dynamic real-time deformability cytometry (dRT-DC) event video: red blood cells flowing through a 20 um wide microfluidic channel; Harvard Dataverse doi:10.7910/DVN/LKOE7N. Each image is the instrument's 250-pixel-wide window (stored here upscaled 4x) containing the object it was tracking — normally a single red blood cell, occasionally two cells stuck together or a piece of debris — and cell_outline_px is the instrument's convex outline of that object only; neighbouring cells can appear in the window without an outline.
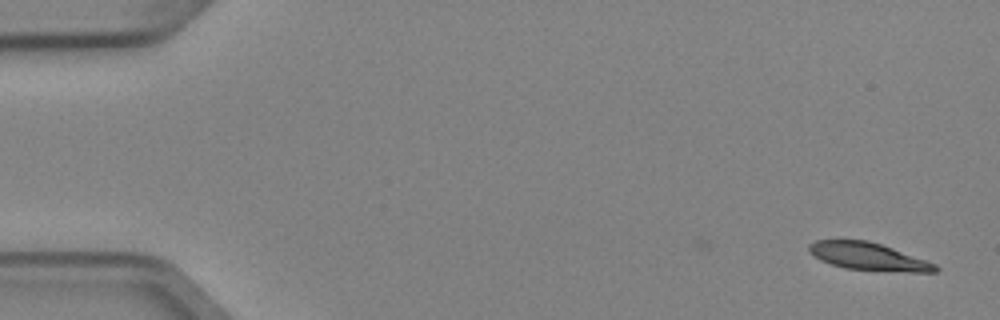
{"species": "Egyptian fruit bat (a non-hibernating species)", "species_latin": "Rousettus aegyptiacus", "temperature_condition": "cold", "stored_images_in_passage": 4, "camera_frame_rate_fps": 3000, "um_per_image_px": 0.085, "animal": {"sex": "female"}, "frame": {"image": 1, "passage_image": 1, "time_ms": 0.0, "image_size_px": [1000, 320], "cell_outline_px": [[940, 268], [936, 272], [908, 272], [844, 268], [820, 260], [808, 252], [808, 244], [816, 240], [868, 240], [892, 248], [936, 264]], "centroid_in_image_um": [73.78, 21.8], "position_along_channel_um": 11.2, "area_um2": 20.11}}
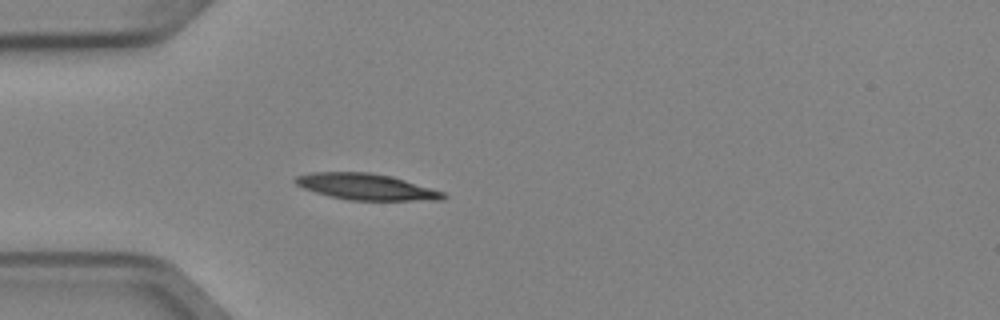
{"frame": {"image": 2, "passage_image": 4, "time_ms": 1.0, "image_size_px": [1000, 320], "cell_outline_px": [[448, 196], [444, 200], [348, 200], [328, 196], [304, 188], [296, 184], [292, 180], [296, 176], [308, 172], [368, 172], [392, 176], [444, 192]], "centroid_in_image_um": [31.11, 15.87], "position_along_channel_um": 53.9, "area_um2": 22.66}}